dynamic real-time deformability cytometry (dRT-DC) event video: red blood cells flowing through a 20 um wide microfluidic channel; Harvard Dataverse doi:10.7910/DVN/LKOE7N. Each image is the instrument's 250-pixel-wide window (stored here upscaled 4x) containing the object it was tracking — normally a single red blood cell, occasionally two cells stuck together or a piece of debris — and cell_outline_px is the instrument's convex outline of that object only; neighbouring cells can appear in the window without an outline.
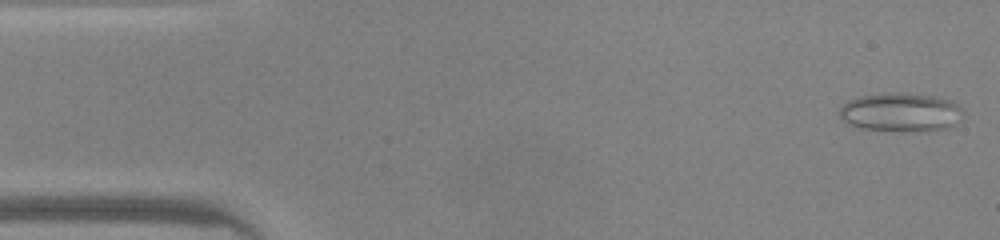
{"species": "common noctule bat (a hibernating species)", "species_latin": "Nyctalus noctula", "temperature_condition": "warm", "stored_images_in_passage": 46, "camera_frame_rate_fps": 3000, "um_per_image_px": 0.085, "animal": {"sex": "male", "body_mass_g": 20.0, "forearm_length_mm": 53.3}, "frame": {"image": 1, "passage_image": 1, "time_ms": 0.0, "image_size_px": [1000, 240], "cell_outline_px": [[964, 112], [956, 124], [948, 128], [924, 132], [908, 132], [860, 128], [844, 120], [840, 116], [840, 108], [848, 100], [860, 96], [892, 92], [900, 92], [936, 96], [948, 100], [956, 104]], "centroid_in_image_um": [76.6, 9.55], "position_along_channel_um": 8.4, "area_um2": 28.09}}
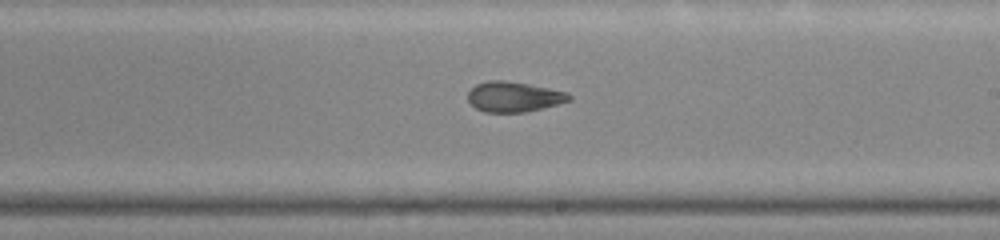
{"frame": {"image": 2, "passage_image": 26, "time_ms": 8.333, "image_size_px": [1000, 240], "cell_outline_px": [[572, 100], [524, 112], [484, 112], [476, 108], [468, 100], [468, 92], [476, 84], [488, 80], [504, 80], [528, 84], [568, 92], [572, 96]], "centroid_in_image_um": [43.67, 8.22], "position_along_channel_um": 245.3, "area_um2": 17.69}}
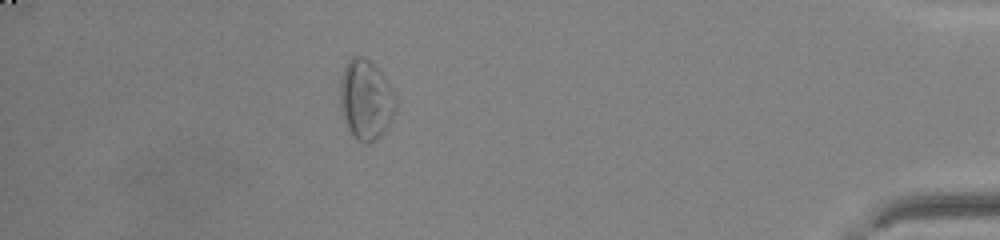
{"frame": {"image": 3, "passage_image": 41, "time_ms": 13.333, "image_size_px": [1000, 240], "cell_outline_px": [[396, 112], [392, 120], [384, 132], [376, 140], [368, 144], [364, 144], [356, 140], [348, 128], [340, 108], [340, 80], [344, 64], [352, 56], [364, 56], [384, 76], [392, 88], [396, 96]], "centroid_in_image_um": [31.1, 8.49], "position_along_channel_um": 404.1, "area_um2": 26.3}, "authors_computed_cell_mechanics": {"area_um2": 20.6057, "velocity_mm_per_s": 4.2516, "shape_relaxation_time_tau1_ms": null, "shape_relaxation_time_tau2_ms": 2.164, "deformation_change_tau1": null, "deformation_change_tau2": 0.0851}}